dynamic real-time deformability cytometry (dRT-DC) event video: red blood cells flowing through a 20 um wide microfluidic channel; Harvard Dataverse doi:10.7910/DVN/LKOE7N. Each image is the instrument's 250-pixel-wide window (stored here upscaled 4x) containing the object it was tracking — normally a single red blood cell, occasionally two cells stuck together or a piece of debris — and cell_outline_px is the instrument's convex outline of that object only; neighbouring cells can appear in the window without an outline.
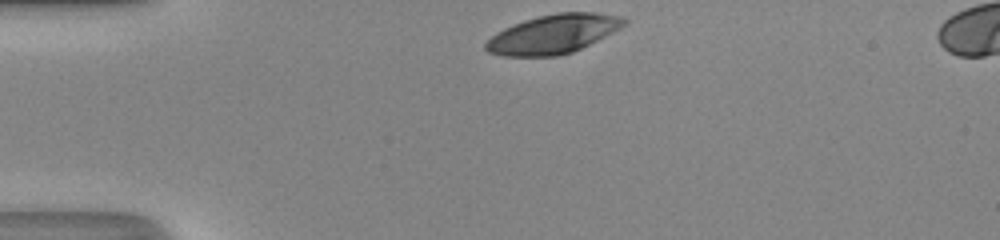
{"species": "human", "species_latin": "Homo sapiens", "temperature_condition": "room temperature", "stored_images_in_passage": 29, "camera_frame_rate_fps": 3000, "um_per_image_px": 0.085, "donor": {"sex": "male"}, "frame": {"image": 1, "passage_image": 1, "time_ms": 0.0, "image_size_px": [1000, 240], "cell_outline_px": [[628, 24], [572, 52], [556, 56], [500, 56], [488, 52], [484, 48], [484, 44], [496, 32], [512, 24], [524, 20], [556, 12], [592, 12], [620, 16], [628, 20]], "centroid_in_image_um": [46.99, 2.89], "position_along_channel_um": 38.0, "area_um2": 31.27}}
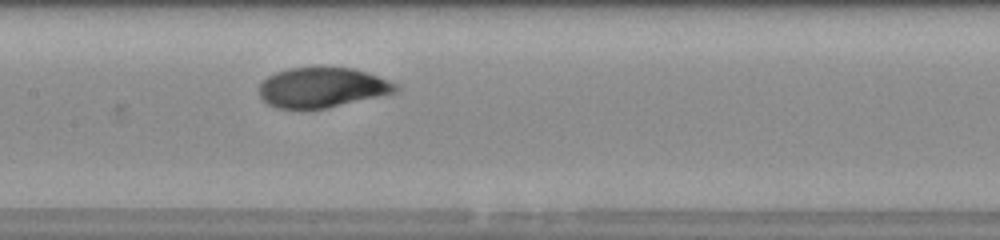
{"frame": {"image": 2, "passage_image": 14, "time_ms": 4.333, "image_size_px": [1000, 240], "cell_outline_px": [[400, 88], [396, 92], [380, 96], [328, 108], [308, 112], [276, 108], [268, 104], [260, 96], [260, 84], [268, 76], [276, 72], [288, 68], [352, 68], [388, 80], [396, 84]], "centroid_in_image_um": [27.34, 7.49], "position_along_channel_um": 180.1, "area_um2": 32.14}}
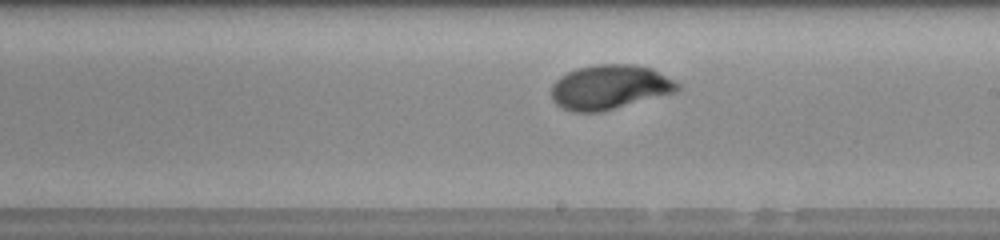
{"frame": {"image": 3, "passage_image": 18, "time_ms": 5.667, "image_size_px": [1000, 240], "cell_outline_px": [[684, 88], [676, 92], [600, 112], [572, 112], [560, 108], [552, 100], [552, 84], [560, 76], [576, 68], [596, 64], [628, 64], [652, 68], [680, 84]], "centroid_in_image_um": [51.81, 7.41], "position_along_channel_um": 237.2, "area_um2": 32.83}, "authors_computed_cell_mechanics": {"area_um2": 32.4258, "velocity_mm_per_s": 4.2983, "shape_relaxation_time_tau1_ms": 2.4646, "shape_relaxation_time_tau2_ms": null, "deformation_change_tau1": 0.1797, "deformation_change_tau2": null}}